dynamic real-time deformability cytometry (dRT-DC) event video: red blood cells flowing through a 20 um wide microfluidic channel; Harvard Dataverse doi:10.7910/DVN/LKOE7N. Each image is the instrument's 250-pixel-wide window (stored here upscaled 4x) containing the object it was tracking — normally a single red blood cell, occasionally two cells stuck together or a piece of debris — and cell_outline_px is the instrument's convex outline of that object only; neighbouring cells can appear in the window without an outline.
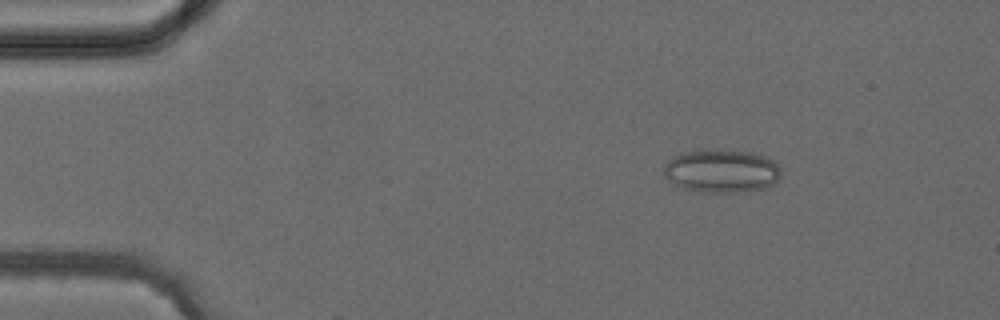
{"species": "common noctule bat (a hibernating species)", "species_latin": "Nyctalus noctula", "temperature_condition": "cold", "stored_images_in_passage": 4, "camera_frame_rate_fps": 3000, "um_per_image_px": 0.085, "animal": {"sex": "female", "body_mass_g": 24.6, "forearm_length_mm": 56.2}, "frame": {"image": 1, "passage_image": 2, "time_ms": 1.0, "image_size_px": [1000, 320], "cell_outline_px": [[780, 176], [772, 184], [764, 188], [736, 192], [704, 192], [684, 188], [668, 180], [664, 176], [664, 164], [668, 160], [676, 156], [688, 152], [704, 148], [716, 148], [752, 152], [764, 156], [772, 160], [780, 168]], "centroid_in_image_um": [61.32, 14.51], "position_along_channel_um": 23.7, "area_um2": 29.54}}
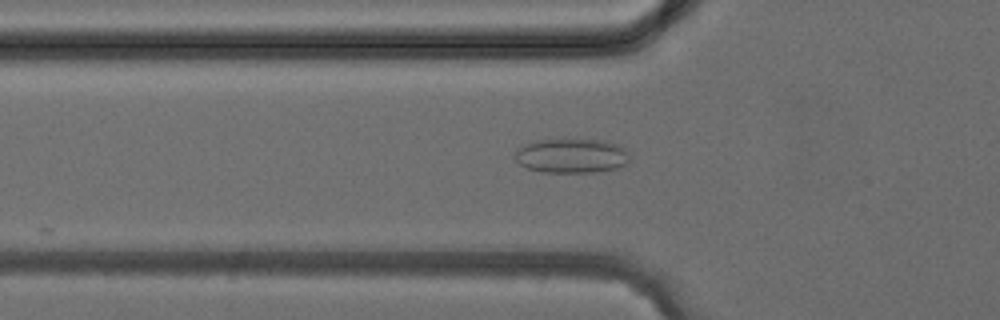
{"frame": {"image": 2, "passage_image": 4, "time_ms": 3.667, "image_size_px": [1000, 320], "cell_outline_px": [[628, 164], [616, 168], [596, 172], [540, 172], [528, 168], [520, 164], [516, 160], [516, 148], [524, 144], [536, 140], [560, 136], [604, 140], [620, 144], [628, 152]], "centroid_in_image_um": [48.58, 13.18], "position_along_channel_um": 77.2, "area_um2": 24.04}}